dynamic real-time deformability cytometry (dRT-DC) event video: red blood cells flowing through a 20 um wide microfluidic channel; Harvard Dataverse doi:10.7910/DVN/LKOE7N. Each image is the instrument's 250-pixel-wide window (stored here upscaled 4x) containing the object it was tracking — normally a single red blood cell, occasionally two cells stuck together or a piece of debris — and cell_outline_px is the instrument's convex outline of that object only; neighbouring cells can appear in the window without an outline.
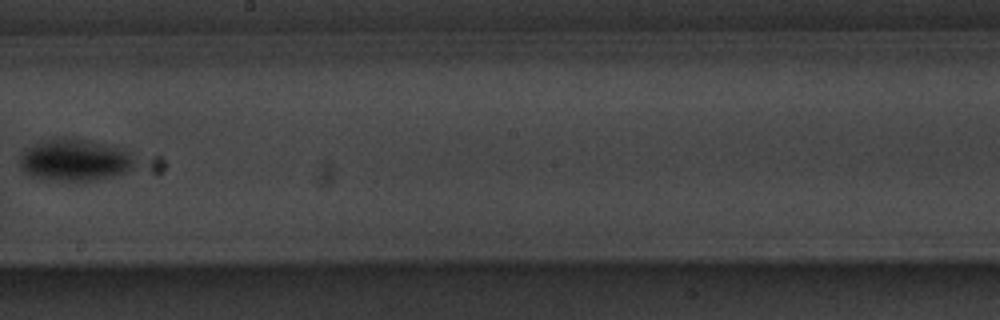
{"species": "common noctule bat (a hibernating species)", "species_latin": "Nyctalus noctula", "temperature_condition": "warm", "stored_images_in_passage": 15, "camera_frame_rate_fps": 3000, "um_per_image_px": 0.085, "animal": {"sex": "male", "body_mass_g": 20.1, "forearm_length_mm": 53.5}, "frame": {"image": 1, "passage_image": 9, "time_ms": 10.333, "image_size_px": [1000, 320], "cell_outline_px": [[136, 164], [132, 168], [124, 172], [112, 176], [76, 184], [32, 176], [20, 164], [20, 156], [28, 148], [44, 140], [60, 136], [68, 136], [112, 144], [124, 148], [132, 156]], "centroid_in_image_um": [6.42, 13.59], "position_along_channel_um": 241.8, "area_um2": 28.67}}
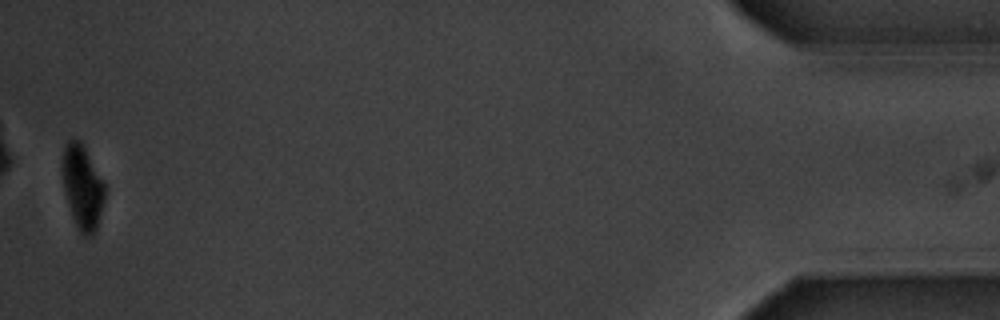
{"frame": {"image": 2, "passage_image": 15, "time_ms": 18.0, "image_size_px": [1000, 320], "cell_outline_px": [[104, 200], [96, 228], [92, 236], [84, 236], [80, 232], [72, 216], [64, 192], [64, 144], [68, 140], [80, 140], [84, 144], [104, 184]], "centroid_in_image_um": [7.02, 15.9], "position_along_channel_um": 428.2, "area_um2": 20.17}, "authors_computed_cell_mechanics": {"area_um2": 23.4668, "velocity_mm_per_s": 3.5369, "shape_relaxation_time_tau1_ms": 1.6169, "shape_relaxation_time_tau2_ms": null, "deformation_change_tau1": 0.1301, "deformation_change_tau2": null}}